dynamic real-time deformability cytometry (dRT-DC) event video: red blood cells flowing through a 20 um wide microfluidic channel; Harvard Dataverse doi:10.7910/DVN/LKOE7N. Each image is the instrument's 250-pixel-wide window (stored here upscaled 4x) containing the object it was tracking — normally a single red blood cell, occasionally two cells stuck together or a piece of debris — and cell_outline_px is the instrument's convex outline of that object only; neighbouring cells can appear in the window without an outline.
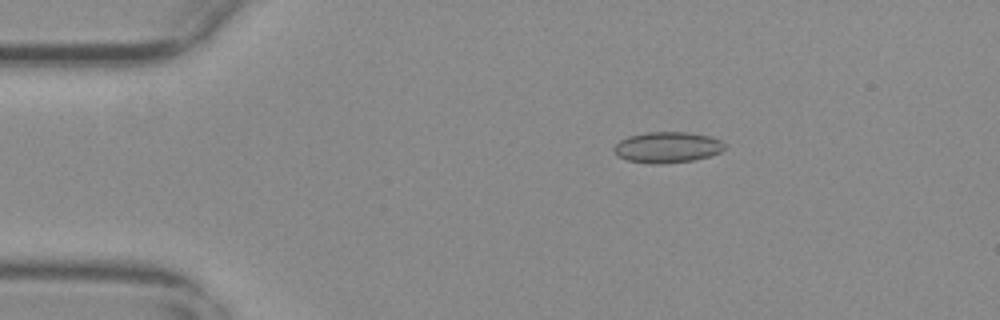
{"species": "common noctule bat (a hibernating species)", "species_latin": "Nyctalus noctula", "temperature_condition": "warm", "stored_images_in_passage": 56, "camera_frame_rate_fps": 3000, "um_per_image_px": 0.085, "animal": {"sex": "female", "body_mass_g": 29.2, "forearm_length_mm": 56.3}, "frame": {"image": 1, "passage_image": 10, "time_ms": 3.0, "image_size_px": [1000, 320], "cell_outline_px": [[724, 148], [720, 152], [708, 156], [692, 160], [660, 164], [652, 164], [628, 160], [620, 156], [612, 148], [620, 140], [628, 136], [644, 132], [688, 132], [712, 136], [720, 140], [724, 144]], "centroid_in_image_um": [56.72, 12.5], "position_along_channel_um": 28.3, "area_um2": 19.83}}
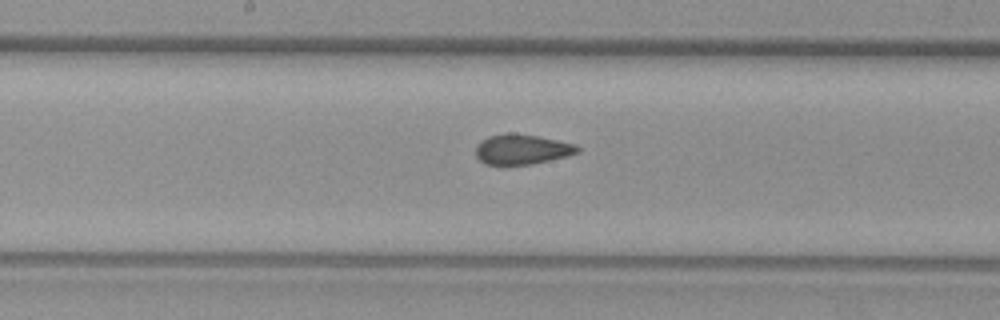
{"frame": {"image": 2, "passage_image": 29, "time_ms": 9.333, "image_size_px": [1000, 320], "cell_outline_px": [[580, 152], [532, 164], [504, 168], [484, 164], [476, 156], [476, 144], [480, 140], [488, 136], [508, 132], [512, 132], [536, 136], [576, 144], [580, 148]], "centroid_in_image_um": [44.27, 12.73], "position_along_channel_um": 203.9, "area_um2": 18.44}}
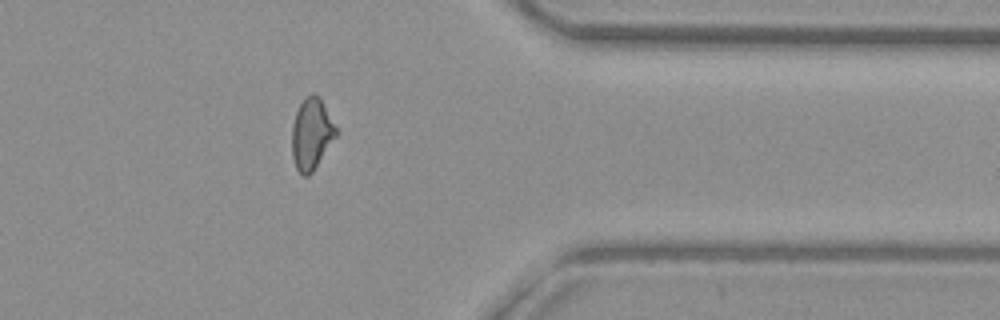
{"frame": {"image": 3, "passage_image": 45, "time_ms": 14.667, "image_size_px": [1000, 320], "cell_outline_px": [[336, 136], [312, 172], [308, 176], [304, 176], [296, 168], [292, 156], [292, 124], [296, 112], [304, 96], [312, 92], [320, 96], [336, 128]], "centroid_in_image_um": [26.46, 11.34], "position_along_channel_um": 384.9, "area_um2": 18.21}, "authors_computed_cell_mechanics": {"area_um2": 18.496, "velocity_mm_per_s": 3.6854, "shape_relaxation_time_tau1_ms": null, "shape_relaxation_time_tau2_ms": 0.9279, "deformation_change_tau1": null, "deformation_change_tau2": 0.0656}}